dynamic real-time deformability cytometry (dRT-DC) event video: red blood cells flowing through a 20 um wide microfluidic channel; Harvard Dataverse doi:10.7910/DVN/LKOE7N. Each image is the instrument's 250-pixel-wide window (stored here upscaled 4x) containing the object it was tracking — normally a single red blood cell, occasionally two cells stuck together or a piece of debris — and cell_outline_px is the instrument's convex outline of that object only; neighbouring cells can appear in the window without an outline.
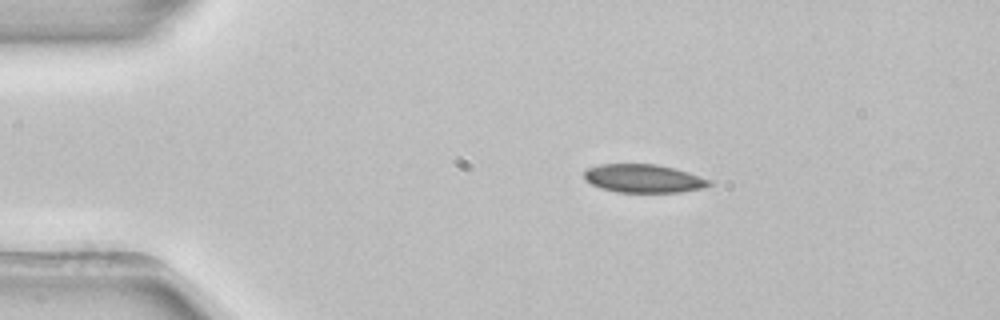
{"species": "common noctule bat (a hibernating species)", "species_latin": "Nyctalus noctula", "temperature_condition": "room temperature", "stored_images_in_passage": 44, "camera_frame_rate_fps": 3000, "um_per_image_px": 0.085, "animal": {"sex": "female", "body_mass_g": 22.7, "forearm_length_mm": 54.2}, "frame": {"image": 1, "passage_image": 9, "time_ms": 2.667, "image_size_px": [1000, 320], "cell_outline_px": [[716, 184], [704, 188], [680, 192], [616, 192], [600, 188], [584, 180], [584, 172], [588, 168], [600, 164], [656, 164], [688, 172], [712, 180]], "centroid_in_image_um": [54.73, 15.18], "position_along_channel_um": 30.3, "area_um2": 20.81}}
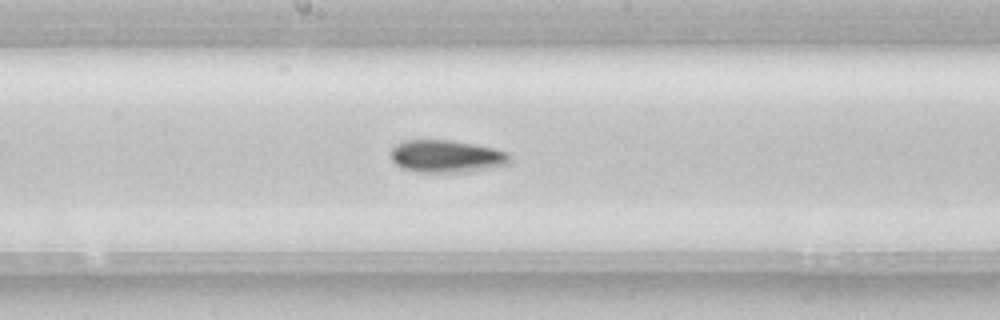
{"frame": {"image": 2, "passage_image": 27, "time_ms": 8.667, "image_size_px": [1000, 320], "cell_outline_px": [[512, 156], [508, 164], [488, 168], [460, 172], [420, 172], [404, 168], [396, 164], [392, 160], [392, 148], [396, 144], [404, 140], [452, 140], [492, 148], [508, 152]], "centroid_in_image_um": [37.96, 13.28], "position_along_channel_um": 210.2, "area_um2": 22.25}}
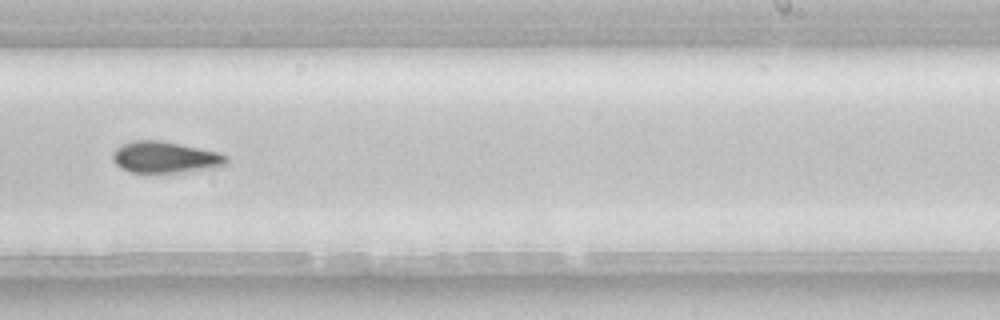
{"frame": {"image": 3, "passage_image": 32, "time_ms": 10.333, "image_size_px": [1000, 320], "cell_outline_px": [[228, 164], [220, 168], [184, 172], [132, 172], [120, 168], [112, 160], [112, 152], [116, 148], [132, 140], [160, 140], [220, 152], [228, 156]], "centroid_in_image_um": [14.09, 13.37], "position_along_channel_um": 274.9, "area_um2": 21.15}, "authors_computed_cell_mechanics": {"area_um2": 21.4149, "velocity_mm_per_s": 3.9043, "shape_relaxation_time_tau1_ms": 4.0528, "shape_relaxation_time_tau2_ms": null, "deformation_change_tau1": 0.088, "deformation_change_tau2": null}}